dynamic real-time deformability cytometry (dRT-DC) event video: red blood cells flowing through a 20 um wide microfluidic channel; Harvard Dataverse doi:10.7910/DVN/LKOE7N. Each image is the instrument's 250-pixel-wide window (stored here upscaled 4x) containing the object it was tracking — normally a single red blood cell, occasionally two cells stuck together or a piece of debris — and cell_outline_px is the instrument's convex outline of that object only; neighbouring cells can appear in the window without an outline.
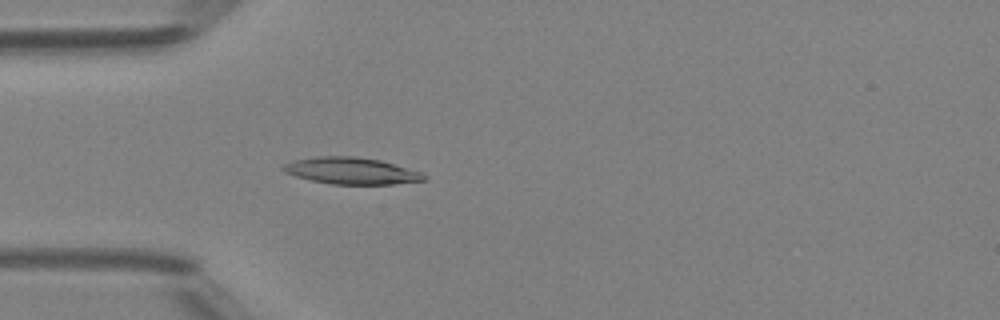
{"species": "Egyptian fruit bat (a non-hibernating species)", "species_latin": "Rousettus aegyptiacus", "temperature_condition": "room temperature", "stored_images_in_passage": 36, "camera_frame_rate_fps": 3000, "um_per_image_px": 0.085, "animal": {"sex": "female"}, "frame": {"image": 1, "passage_image": 1, "time_ms": 0.0, "image_size_px": [1000, 320], "cell_outline_px": [[428, 176], [424, 180], [392, 184], [332, 184], [312, 180], [296, 176], [284, 172], [280, 168], [284, 164], [292, 160], [316, 156], [356, 156], [380, 160], [420, 172]], "centroid_in_image_um": [29.81, 14.51], "position_along_channel_um": 55.2, "area_um2": 21.79}}
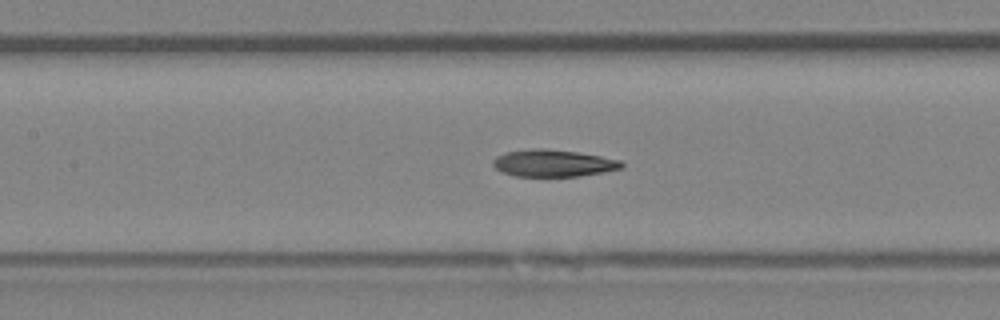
{"frame": {"image": 2, "passage_image": 9, "time_ms": 2.667, "image_size_px": [1000, 320], "cell_outline_px": [[624, 164], [620, 168], [604, 172], [580, 176], [516, 176], [500, 172], [492, 164], [492, 160], [496, 156], [508, 152], [536, 148], [544, 148], [576, 152], [600, 156], [620, 160]], "centroid_in_image_um": [47.0, 13.87], "position_along_channel_um": 160.4, "area_um2": 20.11}}
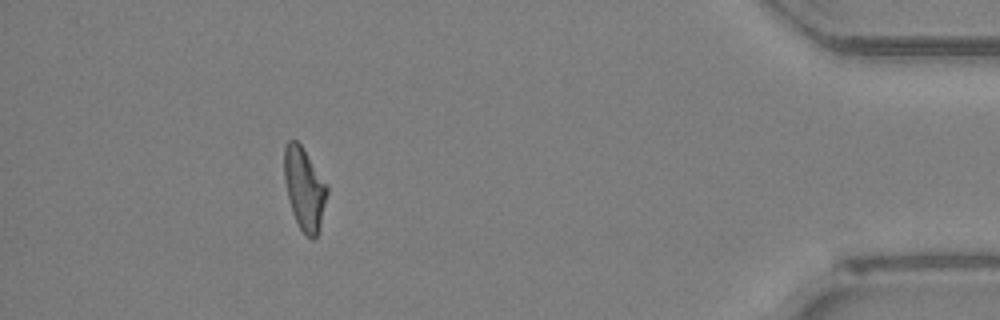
{"frame": {"image": 3, "passage_image": 31, "time_ms": 10.0, "image_size_px": [1000, 320], "cell_outline_px": [[328, 192], [320, 224], [316, 236], [312, 240], [300, 228], [292, 212], [284, 180], [284, 148], [288, 140], [296, 140], [300, 144], [328, 184]], "centroid_in_image_um": [25.87, 16.0], "position_along_channel_um": 409.3, "area_um2": 20.35}, "authors_computed_cell_mechanics": {"area_um2": 20.7791, "velocity_mm_per_s": 4.1752, "shape_relaxation_time_tau1_ms": 9.2143, "shape_relaxation_time_tau2_ms": 4.8414, "deformation_change_tau1": 0.2231, "deformation_change_tau2": 0.1342}}